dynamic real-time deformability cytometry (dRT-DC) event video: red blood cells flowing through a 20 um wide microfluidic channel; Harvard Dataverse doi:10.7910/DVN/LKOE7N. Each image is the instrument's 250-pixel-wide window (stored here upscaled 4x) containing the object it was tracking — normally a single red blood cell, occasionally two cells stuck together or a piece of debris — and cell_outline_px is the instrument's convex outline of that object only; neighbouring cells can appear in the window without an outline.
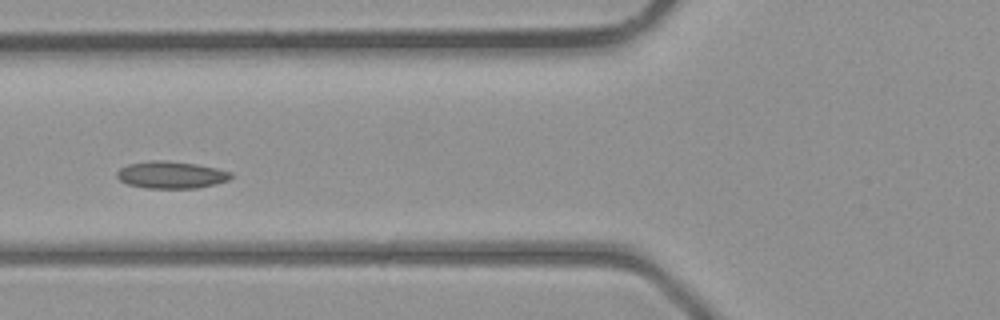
{"species": "common noctule bat (a hibernating species)", "species_latin": "Nyctalus noctula", "temperature_condition": "room temperature", "stored_images_in_passage": 6, "camera_frame_rate_fps": 3000, "um_per_image_px": 0.085, "animal": {"sex": "male", "body_mass_g": 23.1, "forearm_length_mm": 52.7}, "frame": {"image": 1, "passage_image": 5, "time_ms": 5.667, "image_size_px": [1000, 320], "cell_outline_px": [[232, 176], [228, 180], [216, 184], [196, 188], [144, 188], [128, 184], [120, 180], [116, 176], [116, 172], [120, 168], [128, 164], [152, 160], [164, 160], [196, 164], [216, 168], [232, 172]], "centroid_in_image_um": [14.53, 14.86], "position_along_channel_um": 111.3, "area_um2": 18.03}}
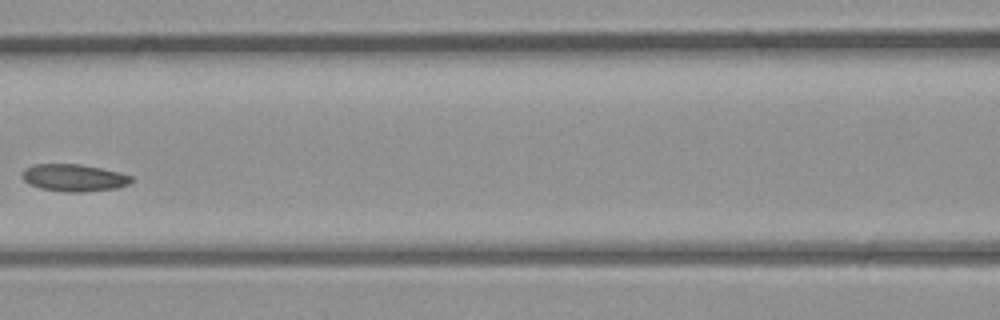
{"frame": {"image": 2, "passage_image": 6, "time_ms": 6.667, "image_size_px": [1000, 320], "cell_outline_px": [[132, 180], [128, 184], [120, 188], [84, 192], [64, 192], [40, 188], [24, 180], [20, 176], [24, 168], [32, 164], [80, 164], [120, 172], [132, 176]], "centroid_in_image_um": [6.28, 15.11], "position_along_channel_um": 160.3, "area_um2": 17.46}}